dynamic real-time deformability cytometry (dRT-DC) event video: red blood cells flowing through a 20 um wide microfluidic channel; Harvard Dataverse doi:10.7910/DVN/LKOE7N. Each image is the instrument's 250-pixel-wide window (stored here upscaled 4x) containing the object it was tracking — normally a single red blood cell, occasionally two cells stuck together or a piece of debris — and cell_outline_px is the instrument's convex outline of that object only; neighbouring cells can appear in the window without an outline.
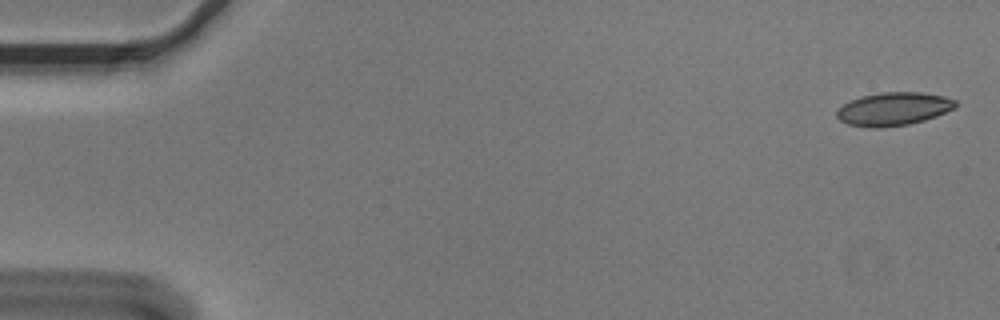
{"species": "Egyptian fruit bat (a non-hibernating species)", "species_latin": "Rousettus aegyptiacus", "temperature_condition": "cold", "stored_images_in_passage": 4, "camera_frame_rate_fps": 3000, "um_per_image_px": 0.085, "animal": {"sex": "male"}, "frame": {"image": 1, "passage_image": 1, "time_ms": 0.0, "image_size_px": [1000, 320], "cell_outline_px": [[956, 108], [936, 116], [924, 120], [908, 124], [880, 128], [876, 128], [848, 124], [840, 120], [836, 116], [836, 112], [844, 104], [852, 100], [864, 96], [884, 92], [920, 92], [944, 96], [956, 100]], "centroid_in_image_um": [75.98, 9.26], "position_along_channel_um": 9.0, "area_um2": 22.72}}
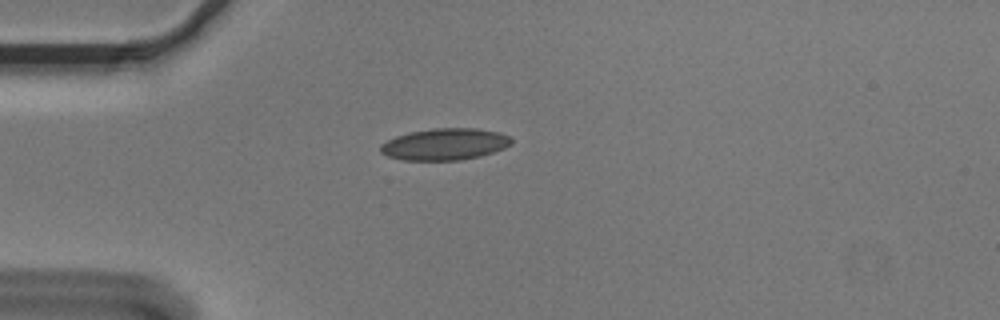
{"frame": {"image": 2, "passage_image": 4, "time_ms": 1.0, "image_size_px": [1000, 320], "cell_outline_px": [[512, 144], [504, 148], [480, 156], [460, 160], [404, 160], [388, 156], [380, 152], [380, 144], [396, 136], [412, 132], [432, 128], [476, 128], [500, 132], [508, 136], [512, 140]], "centroid_in_image_um": [37.82, 12.25], "position_along_channel_um": 47.2, "area_um2": 24.1}}